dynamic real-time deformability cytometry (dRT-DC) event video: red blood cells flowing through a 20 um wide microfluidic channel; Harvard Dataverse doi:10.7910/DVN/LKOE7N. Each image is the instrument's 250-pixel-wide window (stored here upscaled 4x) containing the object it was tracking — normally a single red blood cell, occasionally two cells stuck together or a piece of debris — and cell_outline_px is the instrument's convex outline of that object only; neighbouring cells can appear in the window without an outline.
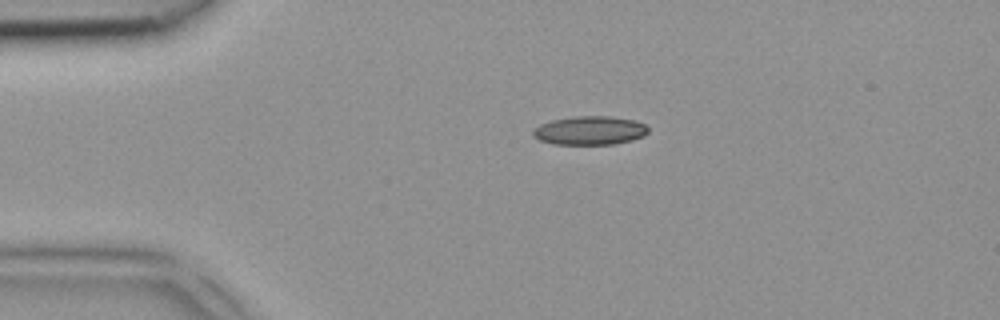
{"species": "common noctule bat (a hibernating species)", "species_latin": "Nyctalus noctula", "temperature_condition": "room temperature", "stored_images_in_passage": 1, "camera_frame_rate_fps": 3000, "um_per_image_px": 0.085, "animal": {"sex": "female", "body_mass_g": 18.4}, "frame": {"image": 1, "passage_image": 1, "time_ms": 0.0, "image_size_px": [1000, 320], "cell_outline_px": [[648, 132], [644, 136], [632, 140], [612, 144], [552, 144], [540, 140], [532, 136], [532, 128], [540, 124], [552, 120], [572, 116], [612, 116], [636, 120], [644, 124], [648, 128]], "centroid_in_image_um": [50.11, 11.08], "position_along_channel_um": 34.9, "area_um2": 19.48}}